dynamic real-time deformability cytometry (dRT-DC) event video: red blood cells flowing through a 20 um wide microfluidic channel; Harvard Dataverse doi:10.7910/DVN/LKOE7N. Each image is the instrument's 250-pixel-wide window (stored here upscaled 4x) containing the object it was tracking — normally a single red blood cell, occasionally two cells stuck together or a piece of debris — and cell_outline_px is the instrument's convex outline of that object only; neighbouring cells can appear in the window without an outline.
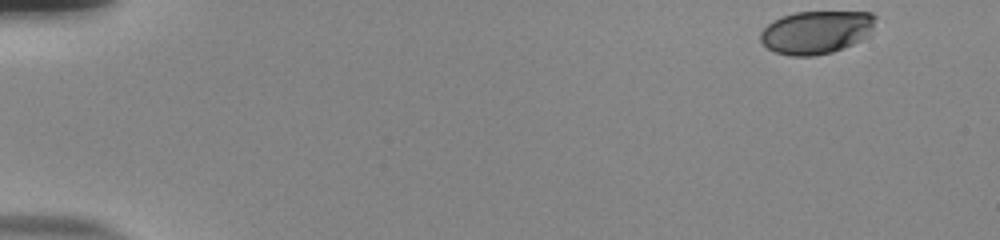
{"species": "human", "species_latin": "Homo sapiens", "temperature_condition": "room temperature", "stored_images_in_passage": 51, "camera_frame_rate_fps": 3000, "um_per_image_px": 0.085, "donor": {"sex": "male"}, "frame": {"image": 1, "passage_image": 1, "time_ms": 0.0, "image_size_px": [1000, 240], "cell_outline_px": [[876, 16], [872, 28], [868, 36], [852, 44], [832, 52], [816, 56], [788, 56], [776, 52], [768, 48], [760, 40], [760, 32], [772, 20], [796, 12], [872, 12]], "centroid_in_image_um": [69.37, 2.74], "position_along_channel_um": 15.6, "area_um2": 28.78}}
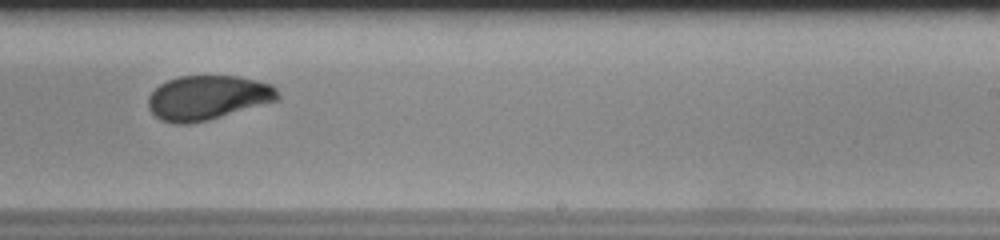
{"frame": {"image": 2, "passage_image": 32, "time_ms": 10.333, "image_size_px": [1000, 240], "cell_outline_px": [[280, 96], [276, 100], [208, 120], [188, 124], [172, 124], [160, 120], [148, 108], [148, 96], [160, 84], [168, 80], [180, 76], [236, 76], [256, 80], [272, 84], [276, 88]], "centroid_in_image_um": [17.62, 8.3], "position_along_channel_um": 271.4, "area_um2": 33.35}}
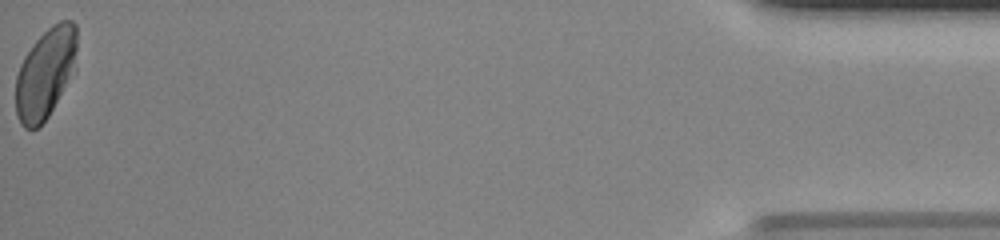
{"frame": {"image": 3, "passage_image": 51, "time_ms": 16.667, "image_size_px": [1000, 240], "cell_outline_px": [[76, 72], [48, 116], [36, 128], [24, 128], [20, 124], [16, 112], [16, 76], [20, 64], [24, 56], [32, 44], [52, 24], [60, 20], [72, 20], [76, 24]], "centroid_in_image_um": [3.88, 6.21], "position_along_channel_um": 431.3, "area_um2": 32.54}, "authors_computed_cell_mechanics": {"area_um2": 33.235, "velocity_mm_per_s": 3.8798, "shape_relaxation_time_tau1_ms": 4.1221, "shape_relaxation_time_tau2_ms": 0.9404, "deformation_change_tau1": 0.1328, "deformation_change_tau2": 0.0445}}